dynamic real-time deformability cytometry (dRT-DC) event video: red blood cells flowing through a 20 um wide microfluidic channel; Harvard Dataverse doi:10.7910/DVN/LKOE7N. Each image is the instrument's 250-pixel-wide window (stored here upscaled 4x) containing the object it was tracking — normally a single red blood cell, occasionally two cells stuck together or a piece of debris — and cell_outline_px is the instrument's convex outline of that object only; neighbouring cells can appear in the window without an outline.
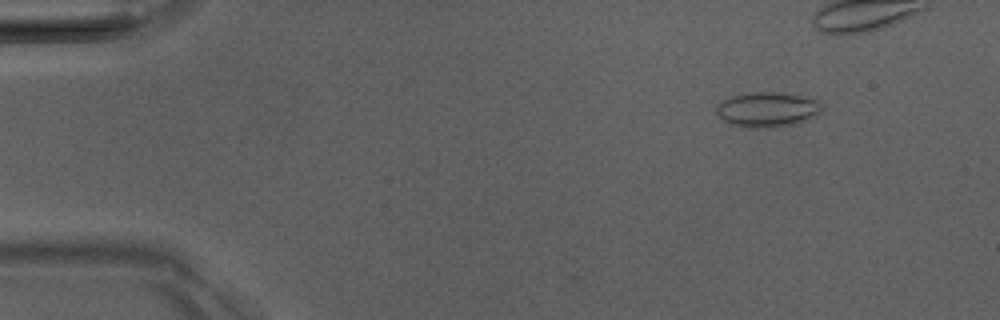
{"species": "Egyptian fruit bat (a non-hibernating species)", "species_latin": "Rousettus aegyptiacus", "temperature_condition": "room temperature", "stored_images_in_passage": 6, "camera_frame_rate_fps": 3000, "um_per_image_px": 0.085, "animal": {"sex": "male"}, "frame": {"image": 1, "passage_image": 2, "time_ms": 1.0, "image_size_px": [1000, 320], "cell_outline_px": [[820, 112], [808, 120], [792, 124], [768, 128], [744, 128], [728, 124], [716, 112], [716, 104], [732, 96], [752, 92], [780, 92], [816, 96], [820, 100]], "centroid_in_image_um": [65.26, 9.29], "position_along_channel_um": 19.7, "area_um2": 21.96}}